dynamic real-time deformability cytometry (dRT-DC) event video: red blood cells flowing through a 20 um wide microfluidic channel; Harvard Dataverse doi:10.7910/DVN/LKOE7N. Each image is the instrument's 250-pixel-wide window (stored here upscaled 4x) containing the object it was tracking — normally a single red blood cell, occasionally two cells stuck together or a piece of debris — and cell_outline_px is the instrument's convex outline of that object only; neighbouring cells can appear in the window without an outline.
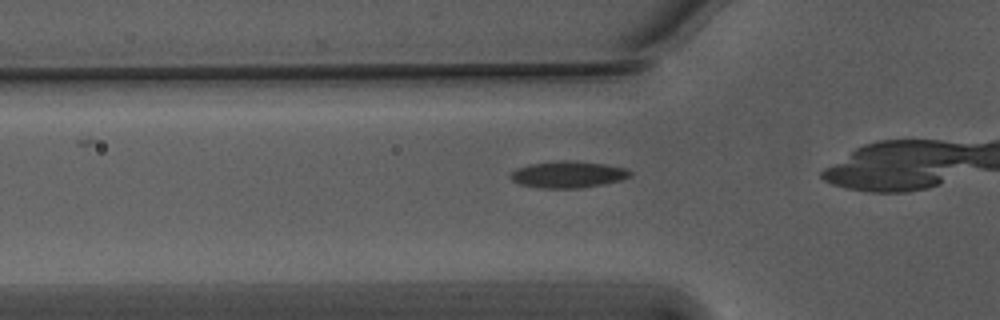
{"species": "Egyptian fruit bat (a non-hibernating species)", "species_latin": "Rousettus aegyptiacus", "temperature_condition": "warm", "stored_images_in_passage": 37, "camera_frame_rate_fps": 3000, "um_per_image_px": 0.085, "animal": {"sex": "male"}, "frame": {"image": 1, "passage_image": 13, "time_ms": 4.0, "image_size_px": [1000, 320], "cell_outline_px": [[632, 176], [620, 180], [604, 184], [576, 188], [540, 188], [520, 184], [512, 180], [508, 176], [516, 168], [532, 164], [556, 160], [576, 160], [604, 164], [628, 168], [632, 172]], "centroid_in_image_um": [48.3, 14.82], "position_along_channel_um": 77.5, "area_um2": 18.73}}
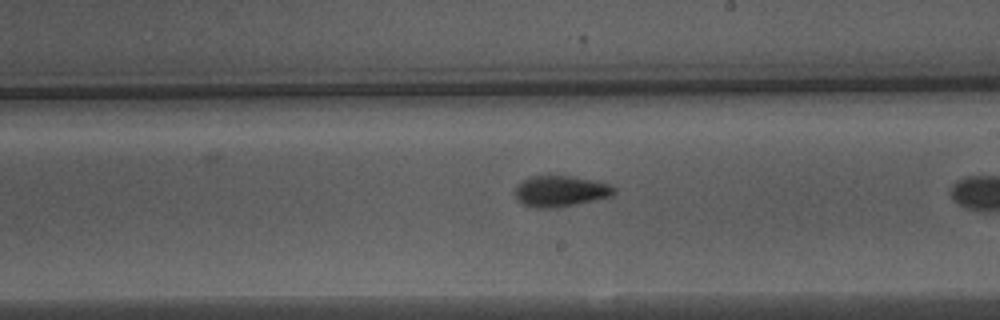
{"frame": {"image": 2, "passage_image": 26, "time_ms": 8.333, "image_size_px": [1000, 320], "cell_outline_px": [[616, 192], [612, 196], [552, 208], [536, 208], [524, 204], [516, 196], [516, 188], [524, 180], [532, 176], [548, 172], [572, 176], [612, 184], [616, 188]], "centroid_in_image_um": [47.67, 16.19], "position_along_channel_um": 241.3, "area_um2": 18.03}}
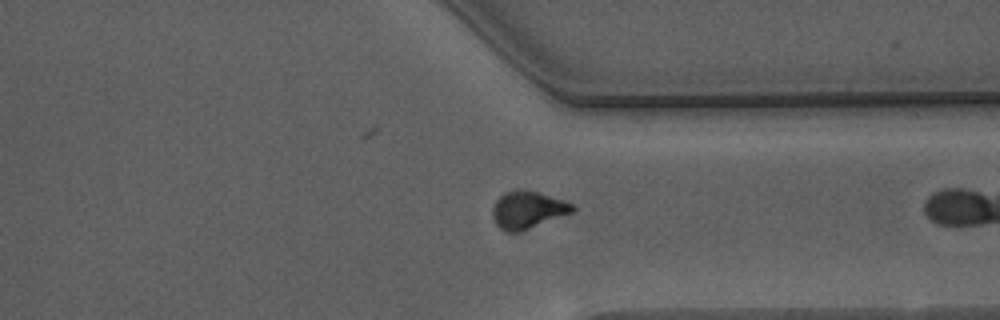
{"frame": {"image": 3, "passage_image": 36, "time_ms": 11.667, "image_size_px": [1000, 320], "cell_outline_px": [[576, 212], [520, 232], [504, 232], [496, 224], [492, 216], [492, 208], [496, 200], [504, 192], [536, 192], [564, 200], [572, 204], [576, 208]], "centroid_in_image_um": [44.88, 17.89], "position_along_channel_um": 366.5, "area_um2": 17.28}}